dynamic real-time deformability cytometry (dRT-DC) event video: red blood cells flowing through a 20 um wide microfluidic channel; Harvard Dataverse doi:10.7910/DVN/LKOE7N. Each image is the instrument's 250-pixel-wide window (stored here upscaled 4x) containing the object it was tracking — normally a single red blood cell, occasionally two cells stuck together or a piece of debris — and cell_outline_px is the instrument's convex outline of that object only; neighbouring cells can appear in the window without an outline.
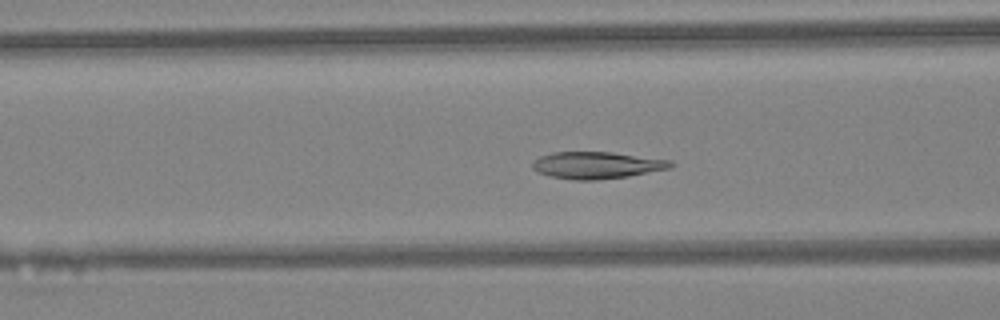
{"species": "Egyptian fruit bat (a non-hibernating species)", "species_latin": "Rousettus aegyptiacus", "temperature_condition": "warm", "stored_images_in_passage": 44, "camera_frame_rate_fps": 3000, "um_per_image_px": 0.085, "animal": {"sex": "female"}, "frame": {"image": 1, "passage_image": 17, "time_ms": 5.333, "image_size_px": [1000, 320], "cell_outline_px": [[676, 164], [672, 168], [628, 176], [596, 180], [576, 180], [552, 176], [536, 172], [532, 168], [532, 160], [540, 156], [552, 152], [612, 152], [672, 160]], "centroid_in_image_um": [50.75, 14.03], "position_along_channel_um": 115.9, "area_um2": 21.85}}
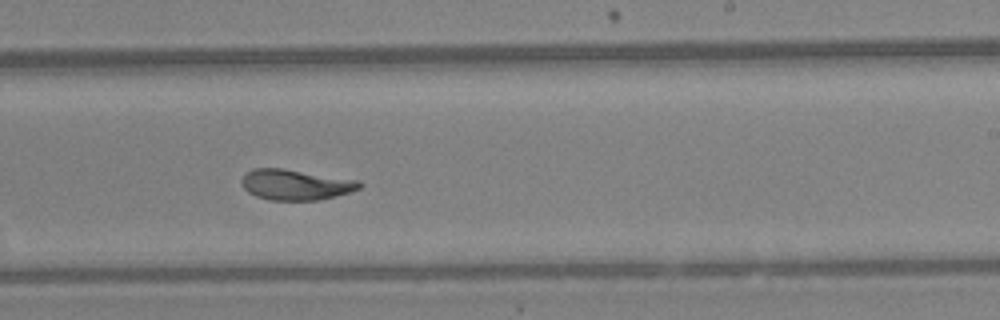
{"frame": {"image": 2, "passage_image": 27, "time_ms": 8.667, "image_size_px": [1000, 320], "cell_outline_px": [[364, 184], [360, 188], [336, 196], [320, 200], [268, 200], [256, 196], [248, 192], [240, 184], [240, 180], [252, 168], [280, 168], [360, 180]], "centroid_in_image_um": [25.12, 15.7], "position_along_channel_um": 263.9, "area_um2": 21.04}}
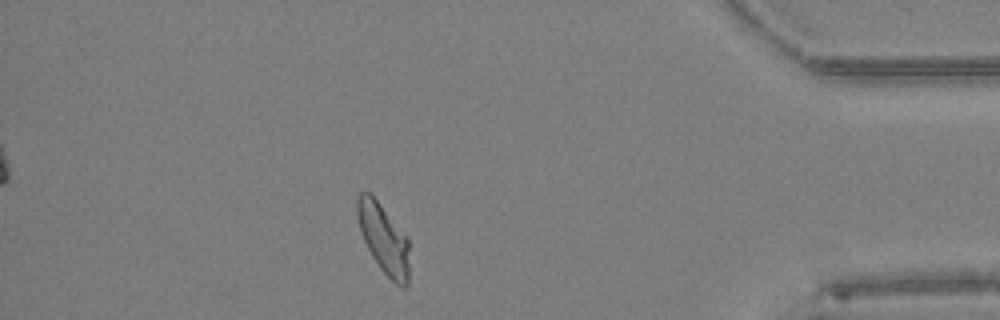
{"frame": {"image": 3, "passage_image": 39, "time_ms": 12.667, "image_size_px": [1000, 320], "cell_outline_px": [[408, 284], [404, 288], [400, 288], [380, 268], [372, 256], [364, 240], [356, 216], [356, 196], [360, 192], [368, 192], [380, 204], [408, 240]], "centroid_in_image_um": [32.58, 20.3], "position_along_channel_um": 402.6, "area_um2": 20.63}, "authors_computed_cell_mechanics": {"area_um2": 21.6461, "velocity_mm_per_s": 4.4573, "shape_relaxation_time_tau1_ms": 3.591, "shape_relaxation_time_tau2_ms": 1.0301, "deformation_change_tau1": 0.1429, "deformation_change_tau2": 0.0681}}